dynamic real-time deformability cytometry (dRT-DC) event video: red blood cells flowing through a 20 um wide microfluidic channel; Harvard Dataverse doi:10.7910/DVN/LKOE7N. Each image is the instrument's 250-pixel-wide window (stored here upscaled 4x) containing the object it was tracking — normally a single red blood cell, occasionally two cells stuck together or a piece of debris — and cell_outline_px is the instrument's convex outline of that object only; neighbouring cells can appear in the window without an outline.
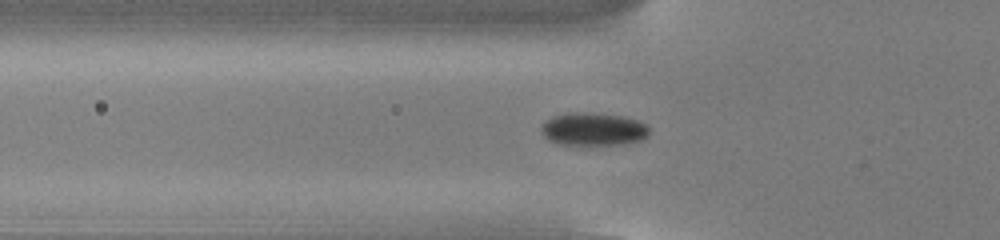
{"species": "common noctule bat (a hibernating species)", "species_latin": "Nyctalus noctula", "temperature_condition": "cold", "stored_images_in_passage": 54, "camera_frame_rate_fps": 3000, "um_per_image_px": 0.085, "animal": {"sex": "male", "body_mass_g": 13.0, "forearm_length_mm": 53.1}, "frame": {"image": 1, "passage_image": 19, "time_ms": 6.0, "image_size_px": [1000, 240], "cell_outline_px": [[648, 136], [644, 140], [624, 144], [556, 144], [548, 140], [540, 132], [540, 128], [552, 116], [620, 116], [636, 120], [644, 124], [648, 128]], "centroid_in_image_um": [50.46, 11.06], "position_along_channel_um": 75.3, "area_um2": 19.42}}
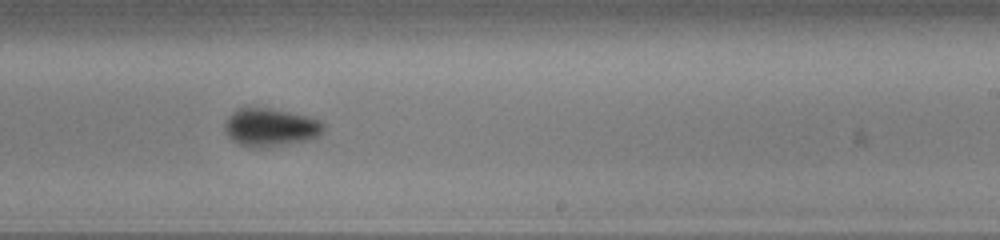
{"frame": {"image": 2, "passage_image": 34, "time_ms": 11.0, "image_size_px": [1000, 240], "cell_outline_px": [[324, 132], [320, 136], [308, 140], [268, 148], [248, 148], [236, 144], [228, 136], [224, 128], [224, 124], [228, 116], [236, 108], [268, 108], [312, 116], [320, 120], [324, 124]], "centroid_in_image_um": [23.0, 10.84], "position_along_channel_um": 266.0, "area_um2": 22.54}}
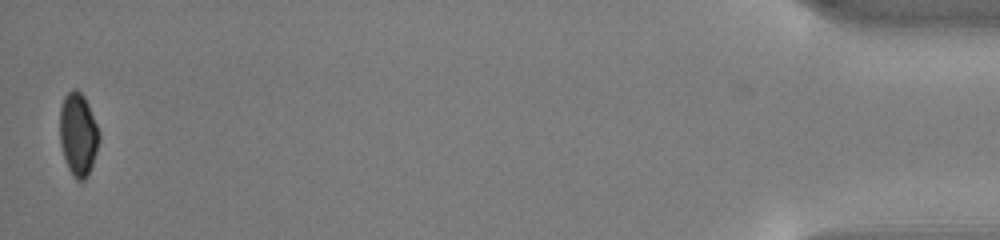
{"frame": {"image": 3, "passage_image": 54, "time_ms": 17.667, "image_size_px": [1000, 240], "cell_outline_px": [[100, 140], [88, 176], [84, 180], [76, 180], [72, 176], [68, 168], [60, 144], [60, 108], [64, 96], [72, 88], [76, 88], [84, 96], [88, 104], [100, 132]], "centroid_in_image_um": [6.64, 11.41], "position_along_channel_um": 428.6, "area_um2": 19.13}, "authors_computed_cell_mechanics": {"area_um2": 20.2011, "velocity_mm_per_s": 3.8157, "shape_relaxation_time_tau1_ms": 1.71, "shape_relaxation_time_tau2_ms": null, "deformation_change_tau1": 0.0949, "deformation_change_tau2": null}}